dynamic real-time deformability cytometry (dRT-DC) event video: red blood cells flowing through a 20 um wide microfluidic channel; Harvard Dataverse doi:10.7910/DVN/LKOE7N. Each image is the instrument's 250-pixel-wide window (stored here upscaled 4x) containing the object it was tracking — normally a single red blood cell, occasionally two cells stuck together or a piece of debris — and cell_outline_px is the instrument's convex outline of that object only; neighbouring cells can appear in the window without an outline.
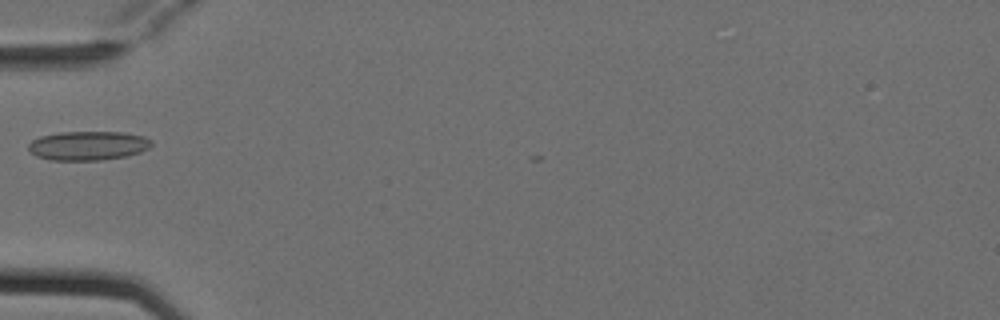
{"species": "Egyptian fruit bat (a non-hibernating species)", "species_latin": "Rousettus aegyptiacus", "temperature_condition": "cold", "stored_images_in_passage": 6, "camera_frame_rate_fps": 3000, "um_per_image_px": 0.085, "animal": {"sex": "female"}, "frame": {"image": 1, "passage_image": 5, "time_ms": 1.333, "image_size_px": [1000, 320], "cell_outline_px": [[152, 144], [148, 148], [140, 152], [124, 156], [104, 160], [48, 160], [36, 156], [28, 148], [28, 144], [32, 140], [40, 136], [60, 132], [124, 132], [144, 136], [152, 140]], "centroid_in_image_um": [7.48, 12.38], "position_along_channel_um": 77.5, "area_um2": 20.92}}